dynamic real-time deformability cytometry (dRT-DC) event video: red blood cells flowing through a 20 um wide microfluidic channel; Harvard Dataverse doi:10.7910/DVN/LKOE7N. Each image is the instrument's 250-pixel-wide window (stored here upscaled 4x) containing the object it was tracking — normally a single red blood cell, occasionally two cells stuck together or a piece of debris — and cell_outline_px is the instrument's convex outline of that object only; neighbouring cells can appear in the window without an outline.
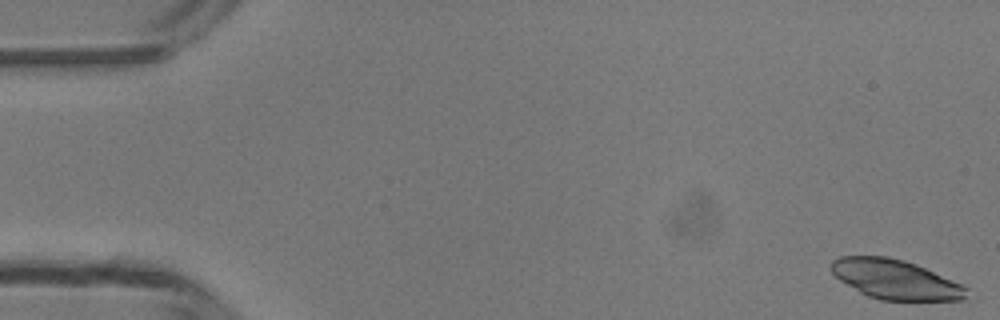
{"species": "common noctule bat (a hibernating species)", "species_latin": "Nyctalus noctula", "temperature_condition": "room temperature", "stored_images_in_passage": 49, "camera_frame_rate_fps": 3000, "um_per_image_px": 0.085, "animal": {"sex": "male", "body_mass_g": 13.3}, "frame": {"image": 1, "passage_image": 1, "time_ms": 0.0, "image_size_px": [1000, 320], "cell_outline_px": [[968, 288], [964, 300], [880, 300], [868, 296], [860, 292], [840, 280], [828, 268], [832, 260], [840, 256], [888, 256], [904, 260], [916, 264], [960, 284]], "centroid_in_image_um": [76.05, 23.74], "position_along_channel_um": 8.9, "area_um2": 30.98}}